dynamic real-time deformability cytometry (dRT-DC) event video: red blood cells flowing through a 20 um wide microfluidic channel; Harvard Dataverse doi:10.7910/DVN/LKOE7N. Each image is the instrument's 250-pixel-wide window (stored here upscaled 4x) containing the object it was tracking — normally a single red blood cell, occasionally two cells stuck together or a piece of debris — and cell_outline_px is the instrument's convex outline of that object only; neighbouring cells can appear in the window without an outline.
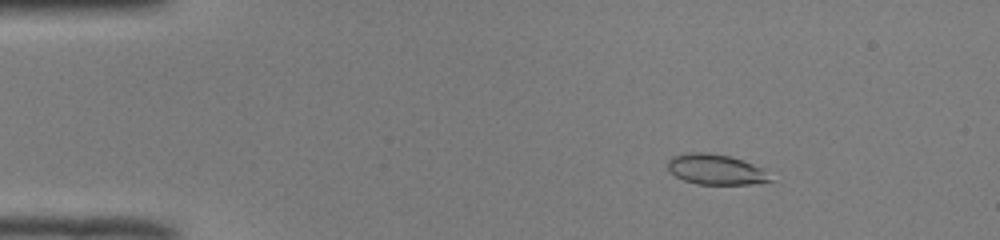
{"species": "common noctule bat (a hibernating species)", "species_latin": "Nyctalus noctula", "temperature_condition": "room temperature", "stored_images_in_passage": 51, "camera_frame_rate_fps": 3000, "um_per_image_px": 0.085, "animal": {"sex": "male", "body_mass_g": 19.0, "forearm_length_mm": 50.8}, "frame": {"image": 1, "passage_image": 8, "time_ms": 2.333, "image_size_px": [1000, 240], "cell_outline_px": [[772, 180], [752, 184], [696, 184], [684, 180], [676, 176], [668, 168], [668, 160], [672, 156], [688, 152], [704, 152], [728, 156], [752, 164], [760, 168]], "centroid_in_image_um": [60.77, 14.4], "position_along_channel_um": 24.2, "area_um2": 17.69}}
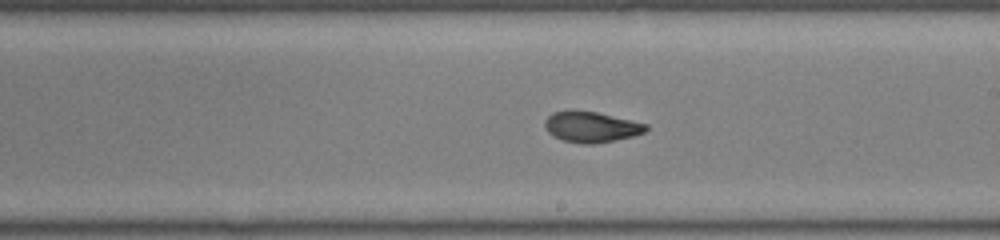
{"frame": {"image": 2, "passage_image": 30, "time_ms": 9.667, "image_size_px": [1000, 240], "cell_outline_px": [[648, 128], [644, 132], [632, 136], [592, 144], [580, 144], [564, 140], [552, 136], [548, 132], [544, 124], [544, 120], [552, 112], [596, 112], [648, 124]], "centroid_in_image_um": [50.24, 10.81], "position_along_channel_um": 238.8, "area_um2": 17.63}}
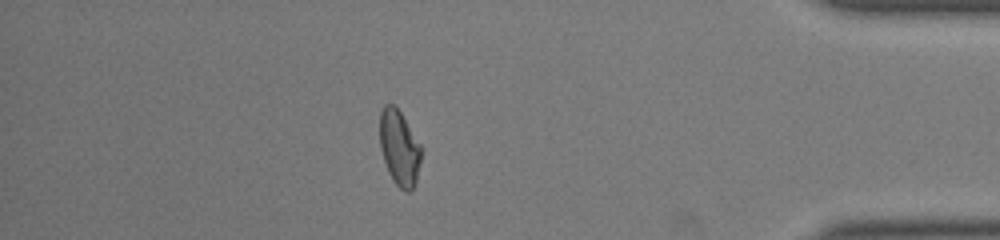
{"frame": {"image": 3, "passage_image": 45, "time_ms": 14.667, "image_size_px": [1000, 240], "cell_outline_px": [[420, 160], [416, 184], [408, 192], [404, 192], [392, 180], [388, 172], [380, 148], [380, 112], [384, 104], [392, 104], [400, 112], [420, 144]], "centroid_in_image_um": [33.92, 12.59], "position_along_channel_um": 401.3, "area_um2": 17.98}, "authors_computed_cell_mechanics": {"area_um2": 18.1492, "velocity_mm_per_s": 3.9948, "shape_relaxation_time_tau1_ms": null, "shape_relaxation_time_tau2_ms": 1.3682, "deformation_change_tau1": null, "deformation_change_tau2": 0.0565}}